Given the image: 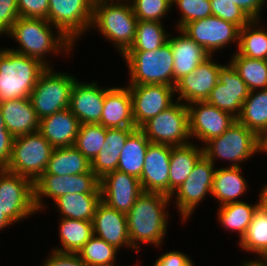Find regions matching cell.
I'll return each mask as SVG.
<instances>
[{
    "mask_svg": "<svg viewBox=\"0 0 267 266\" xmlns=\"http://www.w3.org/2000/svg\"><path fill=\"white\" fill-rule=\"evenodd\" d=\"M170 196L163 193L143 192L127 215L128 234L133 250L139 252L138 244L160 246L167 234Z\"/></svg>",
    "mask_w": 267,
    "mask_h": 266,
    "instance_id": "obj_1",
    "label": "cell"
},
{
    "mask_svg": "<svg viewBox=\"0 0 267 266\" xmlns=\"http://www.w3.org/2000/svg\"><path fill=\"white\" fill-rule=\"evenodd\" d=\"M52 24L46 19L18 17L13 24L11 31L7 34L18 41L19 48H9L10 50L38 59L47 67H50L44 58L46 54L52 52L58 54L71 52L74 44L67 39L61 32L52 31ZM63 50V51H62ZM45 54V55H44Z\"/></svg>",
    "mask_w": 267,
    "mask_h": 266,
    "instance_id": "obj_2",
    "label": "cell"
},
{
    "mask_svg": "<svg viewBox=\"0 0 267 266\" xmlns=\"http://www.w3.org/2000/svg\"><path fill=\"white\" fill-rule=\"evenodd\" d=\"M137 21L129 0H94L91 28L112 41L122 55L134 42Z\"/></svg>",
    "mask_w": 267,
    "mask_h": 266,
    "instance_id": "obj_3",
    "label": "cell"
},
{
    "mask_svg": "<svg viewBox=\"0 0 267 266\" xmlns=\"http://www.w3.org/2000/svg\"><path fill=\"white\" fill-rule=\"evenodd\" d=\"M47 68L38 59L0 50V102L17 98H30L42 72Z\"/></svg>",
    "mask_w": 267,
    "mask_h": 266,
    "instance_id": "obj_4",
    "label": "cell"
},
{
    "mask_svg": "<svg viewBox=\"0 0 267 266\" xmlns=\"http://www.w3.org/2000/svg\"><path fill=\"white\" fill-rule=\"evenodd\" d=\"M129 85L163 84L174 87V56L169 42L152 51H126Z\"/></svg>",
    "mask_w": 267,
    "mask_h": 266,
    "instance_id": "obj_5",
    "label": "cell"
},
{
    "mask_svg": "<svg viewBox=\"0 0 267 266\" xmlns=\"http://www.w3.org/2000/svg\"><path fill=\"white\" fill-rule=\"evenodd\" d=\"M205 145L203 153L214 165L219 158L230 161L229 167H241L240 163L262 152V139L237 120L221 136L210 139Z\"/></svg>",
    "mask_w": 267,
    "mask_h": 266,
    "instance_id": "obj_6",
    "label": "cell"
},
{
    "mask_svg": "<svg viewBox=\"0 0 267 266\" xmlns=\"http://www.w3.org/2000/svg\"><path fill=\"white\" fill-rule=\"evenodd\" d=\"M53 149L39 131L15 137L5 169L34 183L45 172Z\"/></svg>",
    "mask_w": 267,
    "mask_h": 266,
    "instance_id": "obj_7",
    "label": "cell"
},
{
    "mask_svg": "<svg viewBox=\"0 0 267 266\" xmlns=\"http://www.w3.org/2000/svg\"><path fill=\"white\" fill-rule=\"evenodd\" d=\"M76 77L54 72L47 67L30 94V100L39 120L69 108L70 93Z\"/></svg>",
    "mask_w": 267,
    "mask_h": 266,
    "instance_id": "obj_8",
    "label": "cell"
},
{
    "mask_svg": "<svg viewBox=\"0 0 267 266\" xmlns=\"http://www.w3.org/2000/svg\"><path fill=\"white\" fill-rule=\"evenodd\" d=\"M175 101L176 103L152 117L140 128L150 142L170 146L190 143L187 105L185 102Z\"/></svg>",
    "mask_w": 267,
    "mask_h": 266,
    "instance_id": "obj_9",
    "label": "cell"
},
{
    "mask_svg": "<svg viewBox=\"0 0 267 266\" xmlns=\"http://www.w3.org/2000/svg\"><path fill=\"white\" fill-rule=\"evenodd\" d=\"M0 209L13 223L37 213L34 183L5 168L0 169Z\"/></svg>",
    "mask_w": 267,
    "mask_h": 266,
    "instance_id": "obj_10",
    "label": "cell"
},
{
    "mask_svg": "<svg viewBox=\"0 0 267 266\" xmlns=\"http://www.w3.org/2000/svg\"><path fill=\"white\" fill-rule=\"evenodd\" d=\"M101 194L100 179L92 172L76 175H41L34 182V205L45 210L43 197L54 201L66 194Z\"/></svg>",
    "mask_w": 267,
    "mask_h": 266,
    "instance_id": "obj_11",
    "label": "cell"
},
{
    "mask_svg": "<svg viewBox=\"0 0 267 266\" xmlns=\"http://www.w3.org/2000/svg\"><path fill=\"white\" fill-rule=\"evenodd\" d=\"M94 0H49L48 22L74 45L91 27Z\"/></svg>",
    "mask_w": 267,
    "mask_h": 266,
    "instance_id": "obj_12",
    "label": "cell"
},
{
    "mask_svg": "<svg viewBox=\"0 0 267 266\" xmlns=\"http://www.w3.org/2000/svg\"><path fill=\"white\" fill-rule=\"evenodd\" d=\"M214 164L203 155L195 164L193 171L184 183L170 196L175 202L181 219L186 222L206 194L212 193L215 174Z\"/></svg>",
    "mask_w": 267,
    "mask_h": 266,
    "instance_id": "obj_13",
    "label": "cell"
},
{
    "mask_svg": "<svg viewBox=\"0 0 267 266\" xmlns=\"http://www.w3.org/2000/svg\"><path fill=\"white\" fill-rule=\"evenodd\" d=\"M181 30L211 56L227 44L239 42L240 28L213 15L187 23Z\"/></svg>",
    "mask_w": 267,
    "mask_h": 266,
    "instance_id": "obj_14",
    "label": "cell"
},
{
    "mask_svg": "<svg viewBox=\"0 0 267 266\" xmlns=\"http://www.w3.org/2000/svg\"><path fill=\"white\" fill-rule=\"evenodd\" d=\"M132 97L133 120L141 128L174 104L175 87L163 84L127 85Z\"/></svg>",
    "mask_w": 267,
    "mask_h": 266,
    "instance_id": "obj_15",
    "label": "cell"
},
{
    "mask_svg": "<svg viewBox=\"0 0 267 266\" xmlns=\"http://www.w3.org/2000/svg\"><path fill=\"white\" fill-rule=\"evenodd\" d=\"M187 108L190 137H195L204 144L214 137L221 136L236 120L230 113L206 101L187 104Z\"/></svg>",
    "mask_w": 267,
    "mask_h": 266,
    "instance_id": "obj_16",
    "label": "cell"
},
{
    "mask_svg": "<svg viewBox=\"0 0 267 266\" xmlns=\"http://www.w3.org/2000/svg\"><path fill=\"white\" fill-rule=\"evenodd\" d=\"M249 93L248 86L229 63L220 68L219 81L210 92L206 102L237 118Z\"/></svg>",
    "mask_w": 267,
    "mask_h": 266,
    "instance_id": "obj_17",
    "label": "cell"
},
{
    "mask_svg": "<svg viewBox=\"0 0 267 266\" xmlns=\"http://www.w3.org/2000/svg\"><path fill=\"white\" fill-rule=\"evenodd\" d=\"M100 192L102 202L127 214L144 191L138 178L115 170L100 179Z\"/></svg>",
    "mask_w": 267,
    "mask_h": 266,
    "instance_id": "obj_18",
    "label": "cell"
},
{
    "mask_svg": "<svg viewBox=\"0 0 267 266\" xmlns=\"http://www.w3.org/2000/svg\"><path fill=\"white\" fill-rule=\"evenodd\" d=\"M210 56L194 71L183 76L176 82L175 92H178L177 101H185L186 105L206 101L210 92L219 81V70L223 66L214 62ZM188 102V103H187Z\"/></svg>",
    "mask_w": 267,
    "mask_h": 266,
    "instance_id": "obj_19",
    "label": "cell"
},
{
    "mask_svg": "<svg viewBox=\"0 0 267 266\" xmlns=\"http://www.w3.org/2000/svg\"><path fill=\"white\" fill-rule=\"evenodd\" d=\"M170 155V145L149 143L139 179L144 192L163 193L169 196Z\"/></svg>",
    "mask_w": 267,
    "mask_h": 266,
    "instance_id": "obj_20",
    "label": "cell"
},
{
    "mask_svg": "<svg viewBox=\"0 0 267 266\" xmlns=\"http://www.w3.org/2000/svg\"><path fill=\"white\" fill-rule=\"evenodd\" d=\"M111 88H101L96 81L89 84L78 80L74 82L70 93L69 110L80 124H99L105 94Z\"/></svg>",
    "mask_w": 267,
    "mask_h": 266,
    "instance_id": "obj_21",
    "label": "cell"
},
{
    "mask_svg": "<svg viewBox=\"0 0 267 266\" xmlns=\"http://www.w3.org/2000/svg\"><path fill=\"white\" fill-rule=\"evenodd\" d=\"M92 224L94 236L118 250L123 246L132 248L126 213L110 208L101 201L93 216Z\"/></svg>",
    "mask_w": 267,
    "mask_h": 266,
    "instance_id": "obj_22",
    "label": "cell"
},
{
    "mask_svg": "<svg viewBox=\"0 0 267 266\" xmlns=\"http://www.w3.org/2000/svg\"><path fill=\"white\" fill-rule=\"evenodd\" d=\"M80 125L67 108L41 119L38 131L53 148H63L75 144Z\"/></svg>",
    "mask_w": 267,
    "mask_h": 266,
    "instance_id": "obj_23",
    "label": "cell"
},
{
    "mask_svg": "<svg viewBox=\"0 0 267 266\" xmlns=\"http://www.w3.org/2000/svg\"><path fill=\"white\" fill-rule=\"evenodd\" d=\"M125 87H112L105 94L103 111L99 122L105 128L135 127L132 97L129 88Z\"/></svg>",
    "mask_w": 267,
    "mask_h": 266,
    "instance_id": "obj_24",
    "label": "cell"
},
{
    "mask_svg": "<svg viewBox=\"0 0 267 266\" xmlns=\"http://www.w3.org/2000/svg\"><path fill=\"white\" fill-rule=\"evenodd\" d=\"M179 36L169 35L168 42L174 56V87L183 76L194 71L202 62L211 55L181 29H177Z\"/></svg>",
    "mask_w": 267,
    "mask_h": 266,
    "instance_id": "obj_25",
    "label": "cell"
},
{
    "mask_svg": "<svg viewBox=\"0 0 267 266\" xmlns=\"http://www.w3.org/2000/svg\"><path fill=\"white\" fill-rule=\"evenodd\" d=\"M6 129L14 136L39 130V118L30 98H17L0 102Z\"/></svg>",
    "mask_w": 267,
    "mask_h": 266,
    "instance_id": "obj_26",
    "label": "cell"
},
{
    "mask_svg": "<svg viewBox=\"0 0 267 266\" xmlns=\"http://www.w3.org/2000/svg\"><path fill=\"white\" fill-rule=\"evenodd\" d=\"M136 127L106 128L105 142L98 155L91 161V171L101 179L117 170L121 150Z\"/></svg>",
    "mask_w": 267,
    "mask_h": 266,
    "instance_id": "obj_27",
    "label": "cell"
},
{
    "mask_svg": "<svg viewBox=\"0 0 267 266\" xmlns=\"http://www.w3.org/2000/svg\"><path fill=\"white\" fill-rule=\"evenodd\" d=\"M188 143L171 146L169 167V196H171L191 174L196 162L204 155L203 146Z\"/></svg>",
    "mask_w": 267,
    "mask_h": 266,
    "instance_id": "obj_28",
    "label": "cell"
},
{
    "mask_svg": "<svg viewBox=\"0 0 267 266\" xmlns=\"http://www.w3.org/2000/svg\"><path fill=\"white\" fill-rule=\"evenodd\" d=\"M241 172L240 167L216 169L211 195L220 202L219 206L241 202L237 199L244 195L248 187Z\"/></svg>",
    "mask_w": 267,
    "mask_h": 266,
    "instance_id": "obj_29",
    "label": "cell"
},
{
    "mask_svg": "<svg viewBox=\"0 0 267 266\" xmlns=\"http://www.w3.org/2000/svg\"><path fill=\"white\" fill-rule=\"evenodd\" d=\"M91 171V162L73 145L54 148L42 175H76Z\"/></svg>",
    "mask_w": 267,
    "mask_h": 266,
    "instance_id": "obj_30",
    "label": "cell"
},
{
    "mask_svg": "<svg viewBox=\"0 0 267 266\" xmlns=\"http://www.w3.org/2000/svg\"><path fill=\"white\" fill-rule=\"evenodd\" d=\"M257 91H250L236 120L263 139L267 134V89Z\"/></svg>",
    "mask_w": 267,
    "mask_h": 266,
    "instance_id": "obj_31",
    "label": "cell"
},
{
    "mask_svg": "<svg viewBox=\"0 0 267 266\" xmlns=\"http://www.w3.org/2000/svg\"><path fill=\"white\" fill-rule=\"evenodd\" d=\"M149 143L144 132L136 128L121 150L117 170L140 179Z\"/></svg>",
    "mask_w": 267,
    "mask_h": 266,
    "instance_id": "obj_32",
    "label": "cell"
},
{
    "mask_svg": "<svg viewBox=\"0 0 267 266\" xmlns=\"http://www.w3.org/2000/svg\"><path fill=\"white\" fill-rule=\"evenodd\" d=\"M101 201V194L75 193L63 195L53 202L62 218L92 221Z\"/></svg>",
    "mask_w": 267,
    "mask_h": 266,
    "instance_id": "obj_33",
    "label": "cell"
},
{
    "mask_svg": "<svg viewBox=\"0 0 267 266\" xmlns=\"http://www.w3.org/2000/svg\"><path fill=\"white\" fill-rule=\"evenodd\" d=\"M258 200L259 202L254 205L241 201L219 206L218 219L222 227L226 228V230H232V232L234 230V232L239 233L241 240L249 224L252 222L254 213L263 204L261 192L259 193Z\"/></svg>",
    "mask_w": 267,
    "mask_h": 266,
    "instance_id": "obj_34",
    "label": "cell"
},
{
    "mask_svg": "<svg viewBox=\"0 0 267 266\" xmlns=\"http://www.w3.org/2000/svg\"><path fill=\"white\" fill-rule=\"evenodd\" d=\"M59 237L62 247L53 249L60 253H77L94 235L92 221L61 218Z\"/></svg>",
    "mask_w": 267,
    "mask_h": 266,
    "instance_id": "obj_35",
    "label": "cell"
},
{
    "mask_svg": "<svg viewBox=\"0 0 267 266\" xmlns=\"http://www.w3.org/2000/svg\"><path fill=\"white\" fill-rule=\"evenodd\" d=\"M239 245L246 252L258 254V259H267V207L264 204L254 213Z\"/></svg>",
    "mask_w": 267,
    "mask_h": 266,
    "instance_id": "obj_36",
    "label": "cell"
},
{
    "mask_svg": "<svg viewBox=\"0 0 267 266\" xmlns=\"http://www.w3.org/2000/svg\"><path fill=\"white\" fill-rule=\"evenodd\" d=\"M257 23L258 20H251L240 29L236 51L251 59L267 60V30L260 29Z\"/></svg>",
    "mask_w": 267,
    "mask_h": 266,
    "instance_id": "obj_37",
    "label": "cell"
},
{
    "mask_svg": "<svg viewBox=\"0 0 267 266\" xmlns=\"http://www.w3.org/2000/svg\"><path fill=\"white\" fill-rule=\"evenodd\" d=\"M250 91L267 89V60L251 59L238 52L230 60Z\"/></svg>",
    "mask_w": 267,
    "mask_h": 266,
    "instance_id": "obj_38",
    "label": "cell"
},
{
    "mask_svg": "<svg viewBox=\"0 0 267 266\" xmlns=\"http://www.w3.org/2000/svg\"><path fill=\"white\" fill-rule=\"evenodd\" d=\"M169 33H166L162 22L137 21L133 44L127 51H152L168 42Z\"/></svg>",
    "mask_w": 267,
    "mask_h": 266,
    "instance_id": "obj_39",
    "label": "cell"
},
{
    "mask_svg": "<svg viewBox=\"0 0 267 266\" xmlns=\"http://www.w3.org/2000/svg\"><path fill=\"white\" fill-rule=\"evenodd\" d=\"M118 251L114 246L93 235L77 254L87 266H114Z\"/></svg>",
    "mask_w": 267,
    "mask_h": 266,
    "instance_id": "obj_40",
    "label": "cell"
},
{
    "mask_svg": "<svg viewBox=\"0 0 267 266\" xmlns=\"http://www.w3.org/2000/svg\"><path fill=\"white\" fill-rule=\"evenodd\" d=\"M106 128L100 124H81L74 146L91 162L105 142Z\"/></svg>",
    "mask_w": 267,
    "mask_h": 266,
    "instance_id": "obj_41",
    "label": "cell"
},
{
    "mask_svg": "<svg viewBox=\"0 0 267 266\" xmlns=\"http://www.w3.org/2000/svg\"><path fill=\"white\" fill-rule=\"evenodd\" d=\"M135 16L141 21H158L165 17L172 0H129Z\"/></svg>",
    "mask_w": 267,
    "mask_h": 266,
    "instance_id": "obj_42",
    "label": "cell"
},
{
    "mask_svg": "<svg viewBox=\"0 0 267 266\" xmlns=\"http://www.w3.org/2000/svg\"><path fill=\"white\" fill-rule=\"evenodd\" d=\"M174 4L181 11V19L176 25L178 29L187 23L212 15L210 0H172V7Z\"/></svg>",
    "mask_w": 267,
    "mask_h": 266,
    "instance_id": "obj_43",
    "label": "cell"
},
{
    "mask_svg": "<svg viewBox=\"0 0 267 266\" xmlns=\"http://www.w3.org/2000/svg\"><path fill=\"white\" fill-rule=\"evenodd\" d=\"M212 15L237 25L240 29L251 19L229 0H210Z\"/></svg>",
    "mask_w": 267,
    "mask_h": 266,
    "instance_id": "obj_44",
    "label": "cell"
},
{
    "mask_svg": "<svg viewBox=\"0 0 267 266\" xmlns=\"http://www.w3.org/2000/svg\"><path fill=\"white\" fill-rule=\"evenodd\" d=\"M19 17L48 20L49 0H18Z\"/></svg>",
    "mask_w": 267,
    "mask_h": 266,
    "instance_id": "obj_45",
    "label": "cell"
},
{
    "mask_svg": "<svg viewBox=\"0 0 267 266\" xmlns=\"http://www.w3.org/2000/svg\"><path fill=\"white\" fill-rule=\"evenodd\" d=\"M18 17V0H0V35L8 34Z\"/></svg>",
    "mask_w": 267,
    "mask_h": 266,
    "instance_id": "obj_46",
    "label": "cell"
},
{
    "mask_svg": "<svg viewBox=\"0 0 267 266\" xmlns=\"http://www.w3.org/2000/svg\"><path fill=\"white\" fill-rule=\"evenodd\" d=\"M43 266H87L77 253H60L52 251Z\"/></svg>",
    "mask_w": 267,
    "mask_h": 266,
    "instance_id": "obj_47",
    "label": "cell"
},
{
    "mask_svg": "<svg viewBox=\"0 0 267 266\" xmlns=\"http://www.w3.org/2000/svg\"><path fill=\"white\" fill-rule=\"evenodd\" d=\"M153 266H194V263L185 253L175 250L162 254Z\"/></svg>",
    "mask_w": 267,
    "mask_h": 266,
    "instance_id": "obj_48",
    "label": "cell"
},
{
    "mask_svg": "<svg viewBox=\"0 0 267 266\" xmlns=\"http://www.w3.org/2000/svg\"><path fill=\"white\" fill-rule=\"evenodd\" d=\"M14 138L7 129H0V169L9 164Z\"/></svg>",
    "mask_w": 267,
    "mask_h": 266,
    "instance_id": "obj_49",
    "label": "cell"
},
{
    "mask_svg": "<svg viewBox=\"0 0 267 266\" xmlns=\"http://www.w3.org/2000/svg\"><path fill=\"white\" fill-rule=\"evenodd\" d=\"M237 5L251 20L260 21V12L266 0H229Z\"/></svg>",
    "mask_w": 267,
    "mask_h": 266,
    "instance_id": "obj_50",
    "label": "cell"
},
{
    "mask_svg": "<svg viewBox=\"0 0 267 266\" xmlns=\"http://www.w3.org/2000/svg\"><path fill=\"white\" fill-rule=\"evenodd\" d=\"M242 266H267V259H255V261H248L247 260L242 262Z\"/></svg>",
    "mask_w": 267,
    "mask_h": 266,
    "instance_id": "obj_51",
    "label": "cell"
},
{
    "mask_svg": "<svg viewBox=\"0 0 267 266\" xmlns=\"http://www.w3.org/2000/svg\"><path fill=\"white\" fill-rule=\"evenodd\" d=\"M13 224V222L2 212L0 209V230H3L7 226Z\"/></svg>",
    "mask_w": 267,
    "mask_h": 266,
    "instance_id": "obj_52",
    "label": "cell"
},
{
    "mask_svg": "<svg viewBox=\"0 0 267 266\" xmlns=\"http://www.w3.org/2000/svg\"><path fill=\"white\" fill-rule=\"evenodd\" d=\"M261 194L263 198V204L267 207V184L261 190Z\"/></svg>",
    "mask_w": 267,
    "mask_h": 266,
    "instance_id": "obj_53",
    "label": "cell"
},
{
    "mask_svg": "<svg viewBox=\"0 0 267 266\" xmlns=\"http://www.w3.org/2000/svg\"><path fill=\"white\" fill-rule=\"evenodd\" d=\"M262 152H266L267 153V134L265 135V137L262 139Z\"/></svg>",
    "mask_w": 267,
    "mask_h": 266,
    "instance_id": "obj_54",
    "label": "cell"
},
{
    "mask_svg": "<svg viewBox=\"0 0 267 266\" xmlns=\"http://www.w3.org/2000/svg\"><path fill=\"white\" fill-rule=\"evenodd\" d=\"M0 129H6L5 124H4V119L2 116L1 108H0Z\"/></svg>",
    "mask_w": 267,
    "mask_h": 266,
    "instance_id": "obj_55",
    "label": "cell"
}]
</instances>
